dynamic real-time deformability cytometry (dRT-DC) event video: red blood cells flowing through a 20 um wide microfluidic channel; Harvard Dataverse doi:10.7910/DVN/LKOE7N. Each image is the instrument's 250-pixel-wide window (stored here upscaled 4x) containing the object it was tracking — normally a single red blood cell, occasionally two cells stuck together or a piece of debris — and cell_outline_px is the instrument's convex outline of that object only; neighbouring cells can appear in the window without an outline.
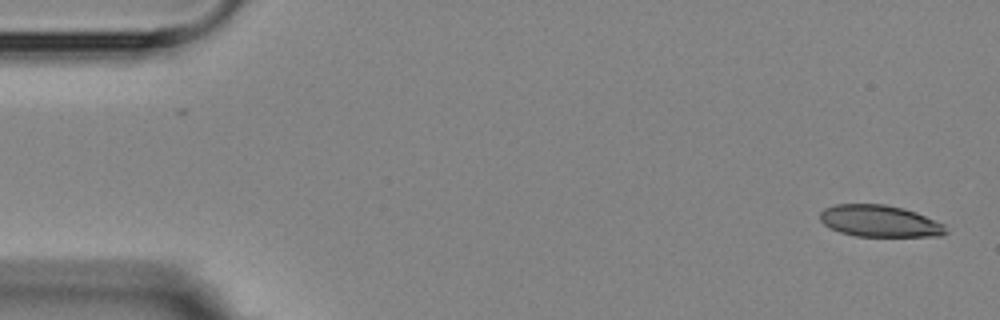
{"species": "Egyptian fruit bat (a non-hibernating species)", "species_latin": "Rousettus aegyptiacus", "temperature_condition": "room temperature", "stored_images_in_passage": 6, "camera_frame_rate_fps": 3000, "um_per_image_px": 0.085, "animal": {"sex": "female"}, "frame": {"image": 1, "passage_image": 1, "time_ms": 0.0, "image_size_px": [1000, 320], "cell_outline_px": [[948, 232], [940, 236], [856, 236], [840, 232], [824, 224], [820, 220], [820, 212], [824, 208], [836, 204], [884, 204], [904, 208], [916, 212], [944, 224]], "centroid_in_image_um": [74.77, 18.78], "position_along_channel_um": 10.2, "area_um2": 23.24}}
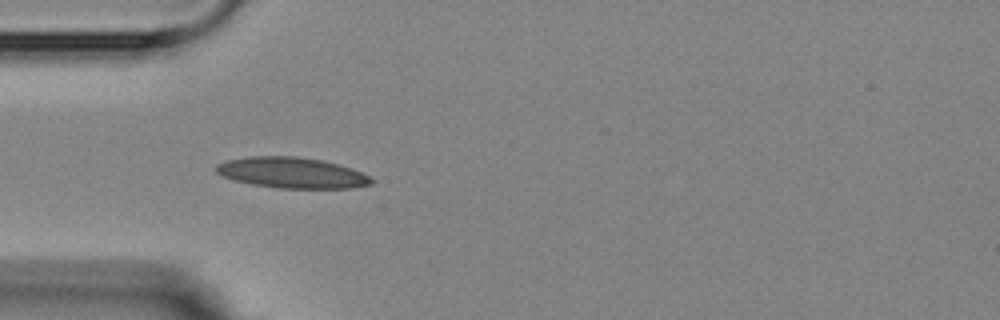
{"frame": {"image": 2, "passage_image": 5, "time_ms": 4.667, "image_size_px": [1000, 320], "cell_outline_px": [[376, 180], [372, 184], [352, 188], [276, 188], [252, 184], [236, 180], [224, 176], [216, 172], [212, 168], [216, 164], [228, 160], [248, 156], [296, 156], [324, 160], [352, 168]], "centroid_in_image_um": [24.81, 14.68], "position_along_channel_um": 60.2, "area_um2": 27.98}}
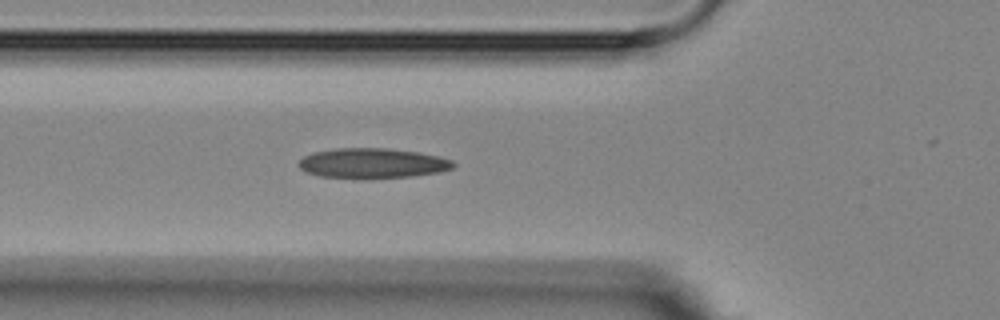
{"frame": {"image": 3, "passage_image": 6, "time_ms": 5.667, "image_size_px": [1000, 320], "cell_outline_px": [[456, 164], [452, 168], [440, 172], [412, 176], [320, 176], [308, 172], [300, 168], [300, 160], [304, 156], [312, 152], [336, 148], [388, 148], [420, 152], [440, 156], [452, 160]], "centroid_in_image_um": [31.72, 13.83], "position_along_channel_um": 94.1, "area_um2": 26.24}}